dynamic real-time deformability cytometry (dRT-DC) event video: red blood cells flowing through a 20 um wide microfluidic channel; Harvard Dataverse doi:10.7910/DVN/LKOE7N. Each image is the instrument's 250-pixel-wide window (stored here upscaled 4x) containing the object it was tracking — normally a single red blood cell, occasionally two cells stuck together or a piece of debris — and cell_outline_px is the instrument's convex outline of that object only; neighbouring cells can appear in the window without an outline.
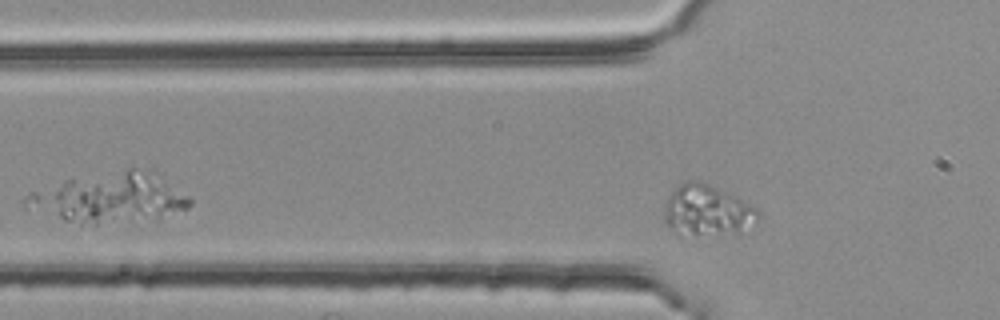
{"species": "common noctule bat (a hibernating species)", "species_latin": "Nyctalus noctula", "temperature_condition": "room temperature", "stored_images_in_passage": 3, "camera_frame_rate_fps": 3000, "um_per_image_px": 0.085, "animal": {"sex": "female", "body_mass_g": 25.1}, "frame": {"image": 1, "passage_image": 2, "time_ms": 0.333, "image_size_px": [1000, 320], "cell_outline_px": [[760, 216], [756, 220], [736, 232], [692, 232], [672, 228], [664, 220], [664, 208], [668, 196], [680, 184], [688, 180], [700, 180], [736, 196], [752, 204], [760, 212]], "centroid_in_image_um": [60.12, 17.78], "position_along_channel_um": 65.7, "area_um2": 26.41}}
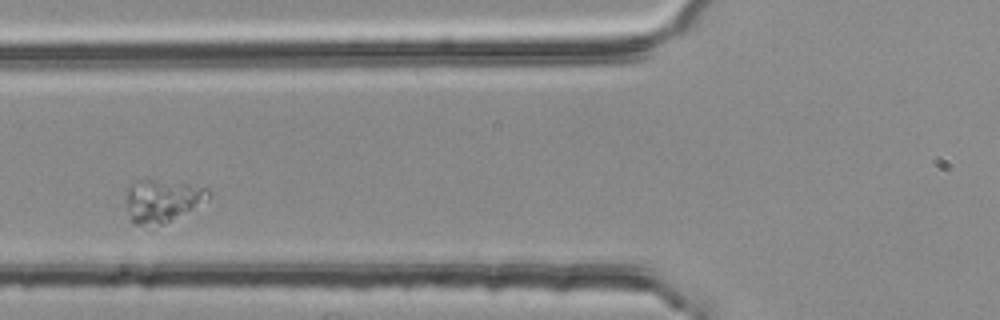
{"frame": {"image": 2, "passage_image": 3, "time_ms": 0.667, "image_size_px": [1000, 320], "cell_outline_px": [[208, 200], [164, 224], [132, 224], [124, 200], [128, 188], [136, 180], [152, 180], [188, 184], [208, 188]], "centroid_in_image_um": [13.75, 17.06], "position_along_channel_um": 112.1, "area_um2": 20.17}}